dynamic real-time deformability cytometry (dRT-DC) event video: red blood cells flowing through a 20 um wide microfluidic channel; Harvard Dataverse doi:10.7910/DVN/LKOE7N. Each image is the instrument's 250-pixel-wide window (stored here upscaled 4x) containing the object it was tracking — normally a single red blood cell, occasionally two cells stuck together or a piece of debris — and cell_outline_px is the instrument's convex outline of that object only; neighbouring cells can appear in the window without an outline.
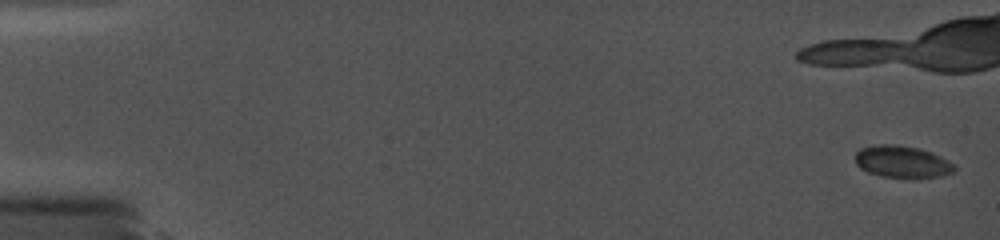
{"species": "common noctule bat (a hibernating species)", "species_latin": "Nyctalus noctula", "temperature_condition": "cold", "stored_images_in_passage": 16, "camera_frame_rate_fps": 5000, "um_per_image_px": 0.085, "animal": {"sex": "female", "body_mass_g": 19.0, "forearm_length_mm": 56.7}, "frame": {"image": 1, "passage_image": 1, "time_ms": 0.0, "image_size_px": [1000, 240], "cell_outline_px": [[956, 172], [940, 176], [880, 176], [868, 172], [860, 168], [856, 164], [856, 152], [860, 148], [880, 144], [892, 144], [920, 148], [932, 152], [956, 164]], "centroid_in_image_um": [76.71, 13.72], "position_along_channel_um": 8.3, "area_um2": 18.26}}
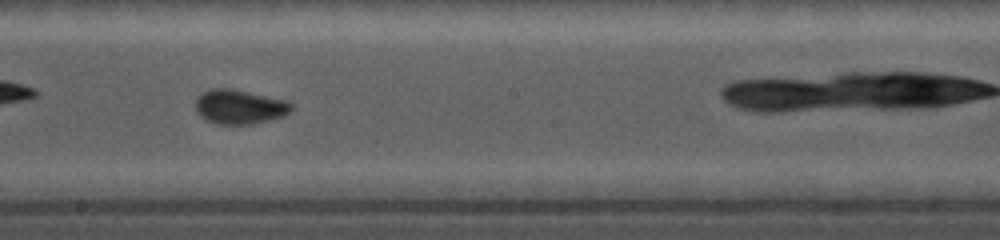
{"frame": {"image": 2, "passage_image": 14, "time_ms": 10.2, "image_size_px": [1000, 240], "cell_outline_px": [[292, 108], [284, 116], [252, 124], [216, 124], [200, 116], [196, 112], [196, 96], [200, 92], [208, 88], [232, 88], [284, 100], [292, 104]], "centroid_in_image_um": [20.29, 9.06], "position_along_channel_um": 227.9, "area_um2": 19.25}}